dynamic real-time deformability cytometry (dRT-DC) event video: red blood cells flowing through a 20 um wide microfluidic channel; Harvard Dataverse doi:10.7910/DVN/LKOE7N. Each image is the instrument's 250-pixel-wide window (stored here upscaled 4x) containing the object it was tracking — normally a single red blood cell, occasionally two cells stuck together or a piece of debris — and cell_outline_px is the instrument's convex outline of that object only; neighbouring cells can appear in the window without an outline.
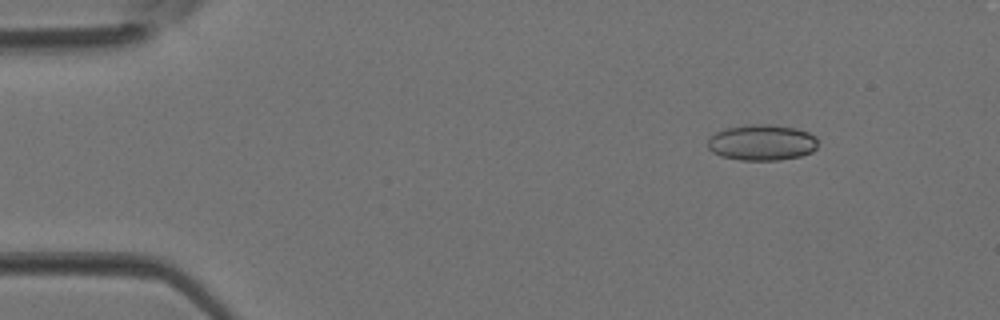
{"species": "Egyptian fruit bat (a non-hibernating species)", "species_latin": "Rousettus aegyptiacus", "temperature_condition": "room temperature", "stored_images_in_passage": 4, "camera_frame_rate_fps": 3000, "um_per_image_px": 0.085, "animal": {"sex": "female"}, "frame": {"image": 1, "passage_image": 2, "time_ms": 0.333, "image_size_px": [1000, 320], "cell_outline_px": [[816, 148], [812, 152], [800, 156], [780, 160], [740, 160], [720, 156], [712, 152], [708, 148], [708, 140], [716, 132], [724, 128], [748, 124], [768, 124], [796, 128], [808, 132], [816, 136]], "centroid_in_image_um": [64.75, 12.11], "position_along_channel_um": 20.3, "area_um2": 23.18}}
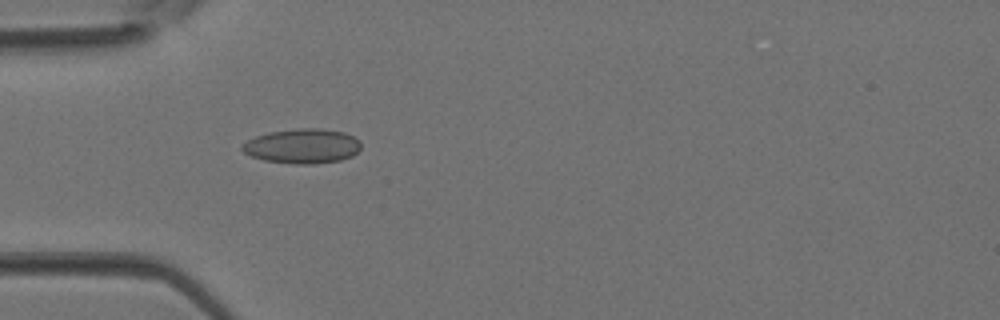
{"frame": {"image": 2, "passage_image": 4, "time_ms": 1.0, "image_size_px": [1000, 320], "cell_outline_px": [[360, 148], [352, 156], [340, 160], [312, 164], [296, 164], [264, 160], [252, 156], [244, 152], [240, 148], [248, 140], [256, 136], [268, 132], [296, 128], [316, 128], [344, 132], [360, 140]], "centroid_in_image_um": [25.71, 12.41], "position_along_channel_um": 59.3, "area_um2": 23.87}}